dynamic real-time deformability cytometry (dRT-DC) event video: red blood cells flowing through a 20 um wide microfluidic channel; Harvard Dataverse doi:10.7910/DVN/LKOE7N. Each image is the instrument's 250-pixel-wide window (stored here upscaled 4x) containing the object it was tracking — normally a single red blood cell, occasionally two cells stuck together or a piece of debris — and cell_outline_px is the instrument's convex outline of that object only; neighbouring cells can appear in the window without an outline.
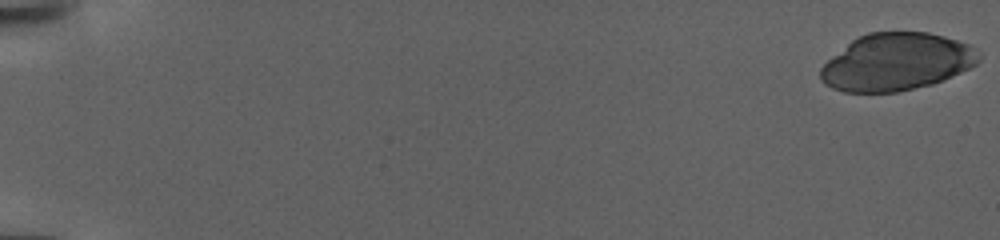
{"species": "human", "species_latin": "Homo sapiens", "temperature_condition": "warm", "stored_images_in_passage": 111, "camera_frame_rate_fps": 3000, "um_per_image_px": 0.085, "donor": {"sex": "female"}, "frame": {"image": 1, "passage_image": 1, "time_ms": 0.0, "image_size_px": [1000, 240], "cell_outline_px": [[980, 60], [976, 64], [960, 72], [932, 84], [896, 92], [844, 92], [832, 88], [824, 84], [820, 80], [820, 68], [828, 60], [852, 40], [868, 32], [928, 32], [944, 36], [968, 44], [976, 48], [980, 52]], "centroid_in_image_um": [76.19, 5.26], "position_along_channel_um": 8.8, "area_um2": 52.66}}
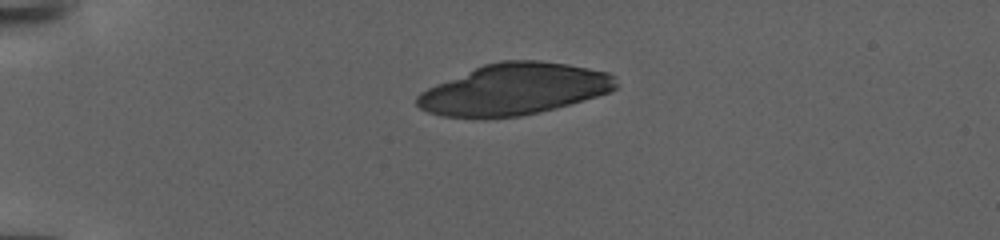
{"frame": {"image": 2, "passage_image": 37, "time_ms": 12.0, "image_size_px": [1000, 240], "cell_outline_px": [[620, 84], [616, 88], [608, 92], [596, 96], [556, 108], [520, 116], [444, 116], [428, 112], [420, 108], [416, 104], [416, 96], [420, 92], [436, 84], [484, 64], [500, 60], [540, 60], [568, 64], [608, 72], [616, 76]], "centroid_in_image_um": [43.75, 7.56], "position_along_channel_um": 41.2, "area_um2": 58.9}}